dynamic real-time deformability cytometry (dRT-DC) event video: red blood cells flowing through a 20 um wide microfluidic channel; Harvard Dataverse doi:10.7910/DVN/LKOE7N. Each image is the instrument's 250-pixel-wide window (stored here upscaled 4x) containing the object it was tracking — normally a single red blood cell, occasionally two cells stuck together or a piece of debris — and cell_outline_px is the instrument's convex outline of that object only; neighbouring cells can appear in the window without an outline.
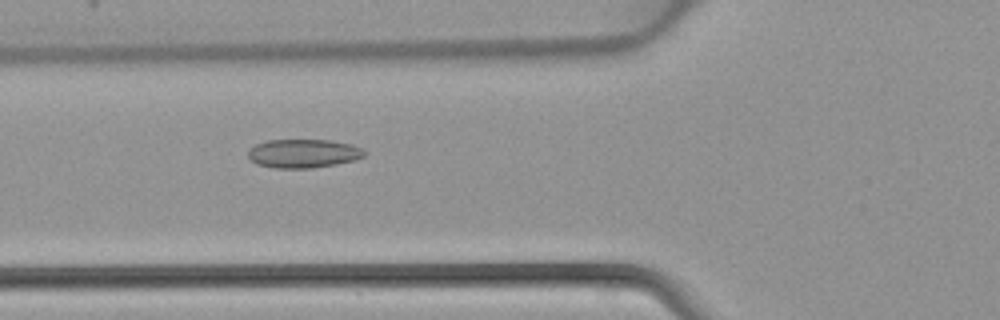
{"species": "common noctule bat (a hibernating species)", "species_latin": "Nyctalus noctula", "temperature_condition": "warm", "stored_images_in_passage": 45, "camera_frame_rate_fps": 3000, "um_per_image_px": 0.085, "animal": {"sex": "female", "body_mass_g": 22.7, "forearm_length_mm": 54.2}, "frame": {"image": 1, "passage_image": 17, "time_ms": 5.333, "image_size_px": [1000, 320], "cell_outline_px": [[368, 152], [364, 156], [352, 160], [336, 164], [312, 168], [276, 168], [256, 164], [248, 156], [248, 148], [256, 144], [268, 140], [332, 140], [352, 144], [364, 148]], "centroid_in_image_um": [25.8, 13.03], "position_along_channel_um": 100.0, "area_um2": 19.59}}
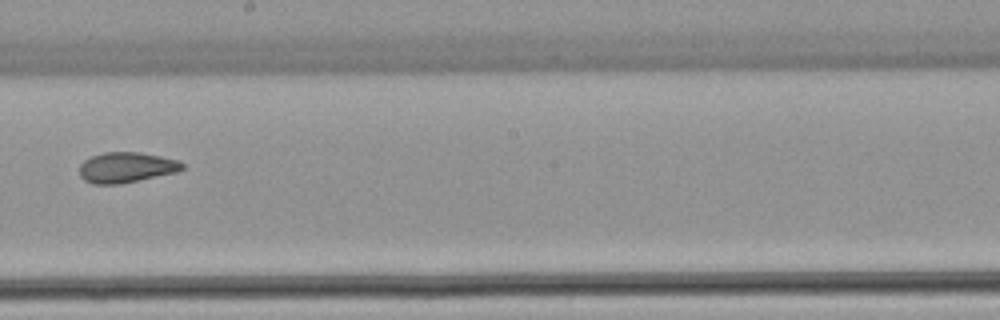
{"frame": {"image": 2, "passage_image": 26, "time_ms": 8.333, "image_size_px": [1000, 320], "cell_outline_px": [[184, 168], [176, 172], [120, 184], [92, 184], [84, 180], [80, 176], [80, 164], [84, 160], [92, 156], [104, 152], [140, 152], [180, 160], [184, 164]], "centroid_in_image_um": [10.73, 14.23], "position_along_channel_um": 237.5, "area_um2": 18.26}}
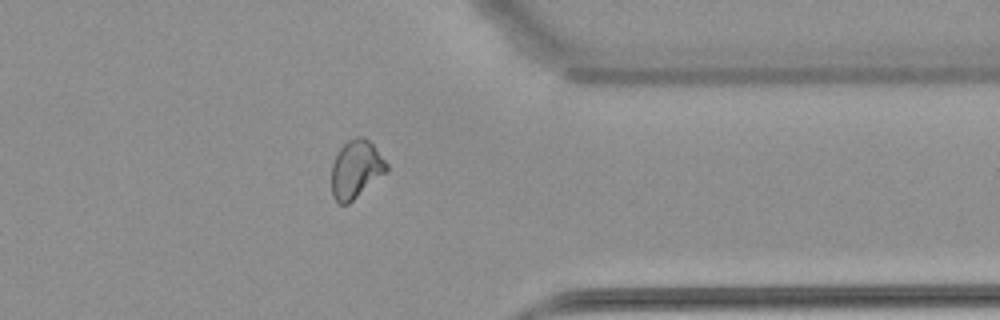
{"frame": {"image": 3, "passage_image": 36, "time_ms": 11.667, "image_size_px": [1000, 320], "cell_outline_px": [[388, 172], [348, 204], [340, 204], [332, 196], [332, 160], [340, 148], [348, 140], [356, 136], [364, 136], [372, 144], [388, 164]], "centroid_in_image_um": [30.26, 14.38], "position_along_channel_um": 381.1, "area_um2": 18.73}}